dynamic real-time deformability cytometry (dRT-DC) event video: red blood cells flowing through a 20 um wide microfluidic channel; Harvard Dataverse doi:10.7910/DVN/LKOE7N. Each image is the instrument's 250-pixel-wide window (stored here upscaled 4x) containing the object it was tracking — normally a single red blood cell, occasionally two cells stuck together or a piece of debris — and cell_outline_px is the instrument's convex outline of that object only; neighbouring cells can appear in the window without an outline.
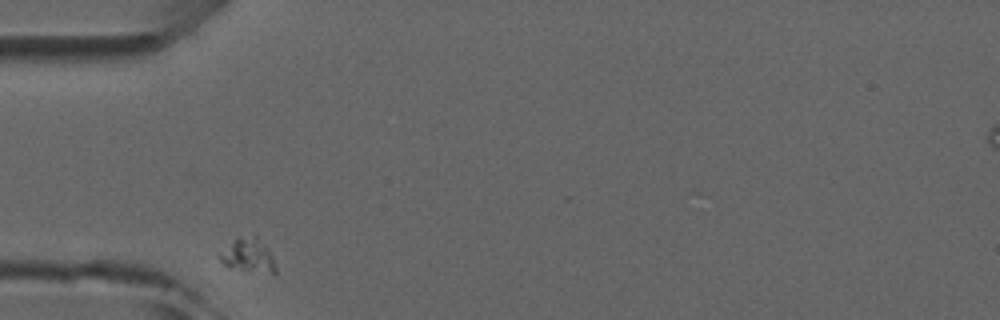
{"species": "common noctule bat (a hibernating species)", "species_latin": "Nyctalus noctula", "temperature_condition": "room temperature", "stored_images_in_passage": 3, "camera_frame_rate_fps": 3000, "um_per_image_px": 0.085, "animal": {"sex": "male", "forearm_length_mm": 52.5}, "frame": {"image": 1, "passage_image": 1, "time_ms": 0.0, "image_size_px": [1000, 320], "cell_outline_px": [[276, 272], [272, 272], [228, 268], [220, 260], [220, 256], [240, 236], [256, 236], [272, 256], [276, 264]], "centroid_in_image_um": [21.13, 21.73], "position_along_channel_um": 63.9, "area_um2": 10.17}}
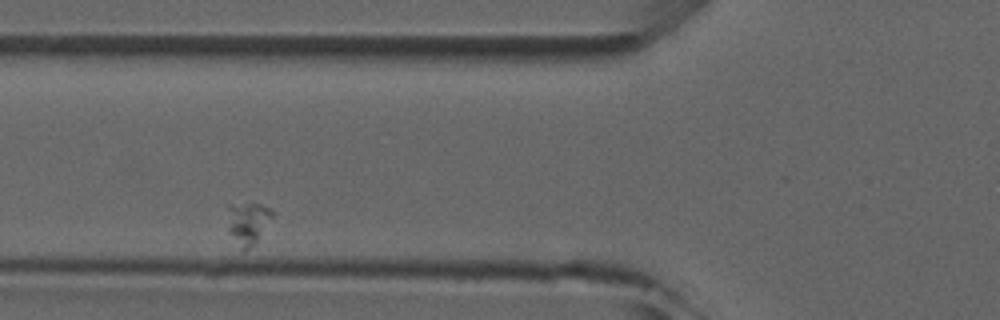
{"frame": {"image": 2, "passage_image": 2, "time_ms": 1.333, "image_size_px": [1000, 320], "cell_outline_px": [[272, 216], [256, 240], [248, 248], [244, 248], [228, 232], [228, 204], [260, 204], [268, 208], [272, 212]], "centroid_in_image_um": [21.03, 18.88], "position_along_channel_um": 104.8, "area_um2": 10.23}}
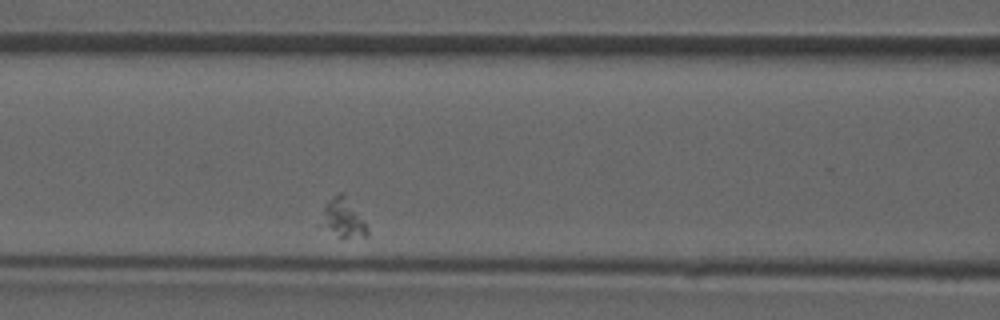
{"frame": {"image": 3, "passage_image": 3, "time_ms": 2.333, "image_size_px": [1000, 320], "cell_outline_px": [[368, 236], [344, 240], [340, 240], [316, 224], [328, 200], [332, 196], [340, 192], [344, 192], [364, 220], [368, 228]], "centroid_in_image_um": [29.11, 18.6], "position_along_channel_um": 137.5, "area_um2": 11.33}}